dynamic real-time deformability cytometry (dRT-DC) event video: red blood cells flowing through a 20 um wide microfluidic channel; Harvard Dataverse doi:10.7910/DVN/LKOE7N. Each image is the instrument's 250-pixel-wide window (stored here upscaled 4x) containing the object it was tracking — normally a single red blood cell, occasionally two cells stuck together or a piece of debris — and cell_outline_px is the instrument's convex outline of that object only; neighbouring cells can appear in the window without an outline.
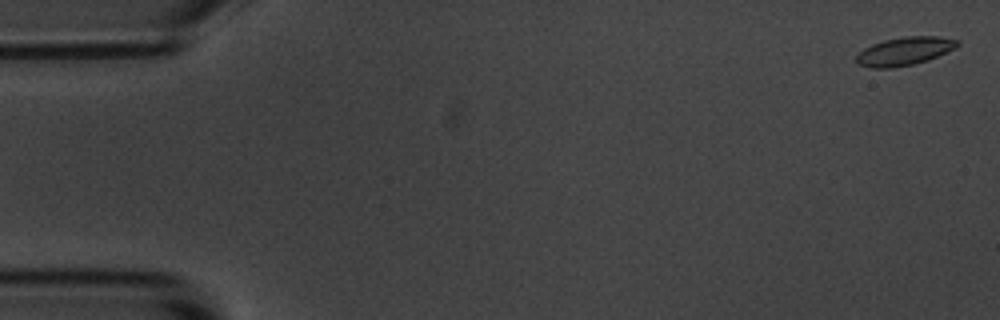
{"species": "common noctule bat (a hibernating species)", "species_latin": "Nyctalus noctula", "temperature_condition": "room temperature", "stored_images_in_passage": 6, "segment_of_instrument_passage": [1, 2], "camera_frame_rate_fps": 3000, "um_per_image_px": 0.085, "animal": {"sex": "male", "body_mass_g": 20.1, "forearm_length_mm": 53.5}, "frame": {"image": 1, "passage_image": 1, "time_ms": 0.0, "image_size_px": [1000, 320], "cell_outline_px": [[960, 44], [956, 48], [928, 60], [912, 64], [892, 68], [872, 68], [856, 64], [856, 56], [864, 48], [872, 44], [884, 40], [904, 36], [940, 36], [956, 40]], "centroid_in_image_um": [76.87, 4.35], "position_along_channel_um": 8.1, "area_um2": 16.65}}
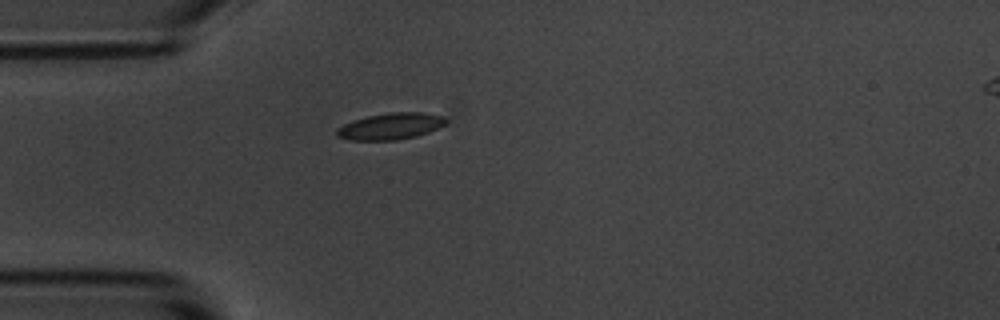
{"frame": {"image": 2, "passage_image": 5, "time_ms": 4.667, "image_size_px": [1000, 320], "cell_outline_px": [[448, 120], [444, 124], [428, 132], [416, 136], [396, 140], [348, 140], [336, 136], [336, 128], [352, 120], [368, 116], [392, 112], [424, 112], [440, 116]], "centroid_in_image_um": [33.15, 10.73], "position_along_channel_um": 51.9, "area_um2": 16.76}}